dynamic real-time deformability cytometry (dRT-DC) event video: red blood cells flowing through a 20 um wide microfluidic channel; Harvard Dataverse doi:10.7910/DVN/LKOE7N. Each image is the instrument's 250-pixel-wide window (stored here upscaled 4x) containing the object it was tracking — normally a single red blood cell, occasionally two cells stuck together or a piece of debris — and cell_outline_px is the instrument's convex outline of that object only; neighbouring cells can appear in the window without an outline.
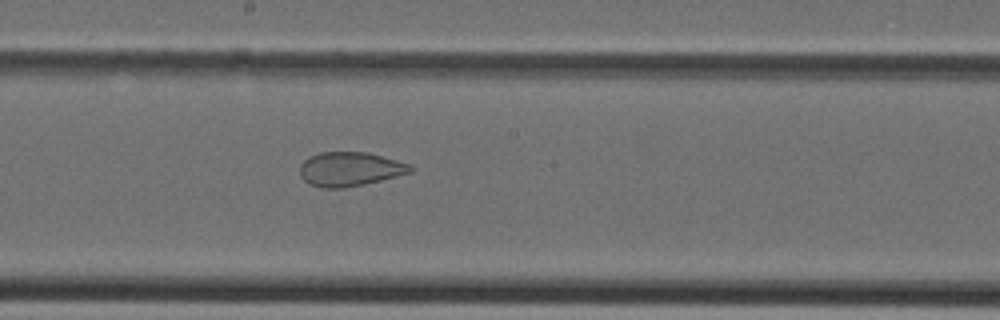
{"species": "Egyptian fruit bat (a non-hibernating species)", "species_latin": "Rousettus aegyptiacus", "temperature_condition": "cold", "stored_images_in_passage": 35, "camera_frame_rate_fps": 3000, "um_per_image_px": 0.085, "animal": {"sex": "female"}, "frame": {"image": 1, "passage_image": 21, "time_ms": 6.667, "image_size_px": [1000, 320], "cell_outline_px": [[416, 168], [412, 172], [364, 184], [344, 188], [320, 188], [308, 184], [300, 176], [300, 164], [308, 156], [320, 152], [368, 152], [412, 164]], "centroid_in_image_um": [29.74, 14.37], "position_along_channel_um": 218.5, "area_um2": 22.31}}
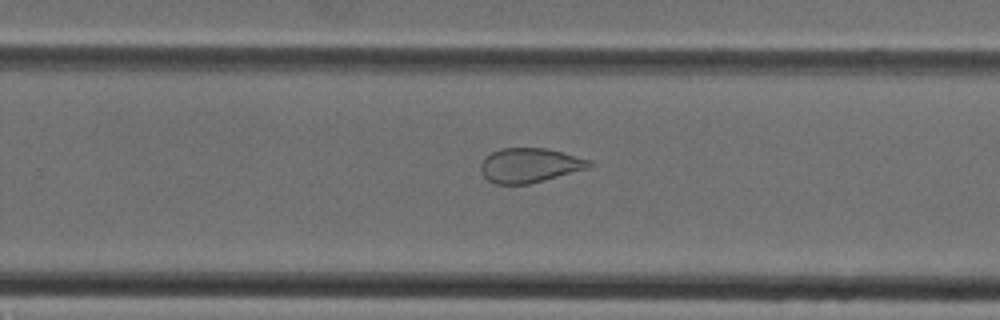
{"frame": {"image": 2, "passage_image": 25, "time_ms": 8.0, "image_size_px": [1000, 320], "cell_outline_px": [[592, 164], [588, 168], [544, 180], [528, 184], [496, 184], [488, 180], [480, 172], [480, 164], [484, 156], [500, 148], [544, 148], [592, 160]], "centroid_in_image_um": [44.97, 14.05], "position_along_channel_um": 284.8, "area_um2": 21.73}}
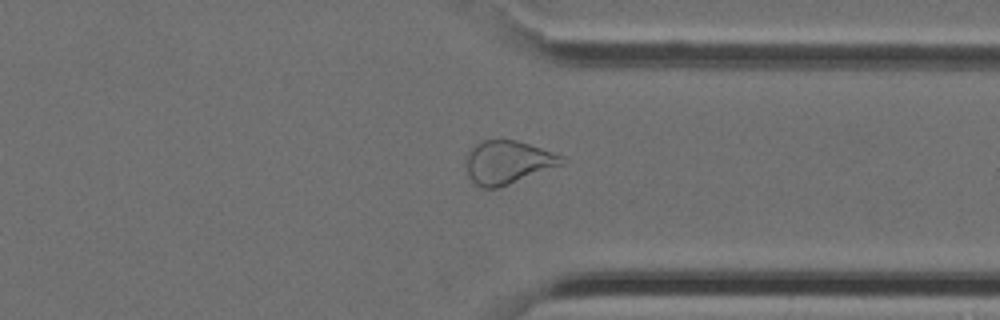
{"frame": {"image": 3, "passage_image": 30, "time_ms": 9.667, "image_size_px": [1000, 320], "cell_outline_px": [[568, 160], [564, 164], [508, 184], [496, 188], [476, 188], [468, 176], [464, 164], [468, 152], [476, 144], [484, 140], [516, 140], [564, 156]], "centroid_in_image_um": [43.13, 13.81], "position_along_channel_um": 368.3, "area_um2": 24.22}}